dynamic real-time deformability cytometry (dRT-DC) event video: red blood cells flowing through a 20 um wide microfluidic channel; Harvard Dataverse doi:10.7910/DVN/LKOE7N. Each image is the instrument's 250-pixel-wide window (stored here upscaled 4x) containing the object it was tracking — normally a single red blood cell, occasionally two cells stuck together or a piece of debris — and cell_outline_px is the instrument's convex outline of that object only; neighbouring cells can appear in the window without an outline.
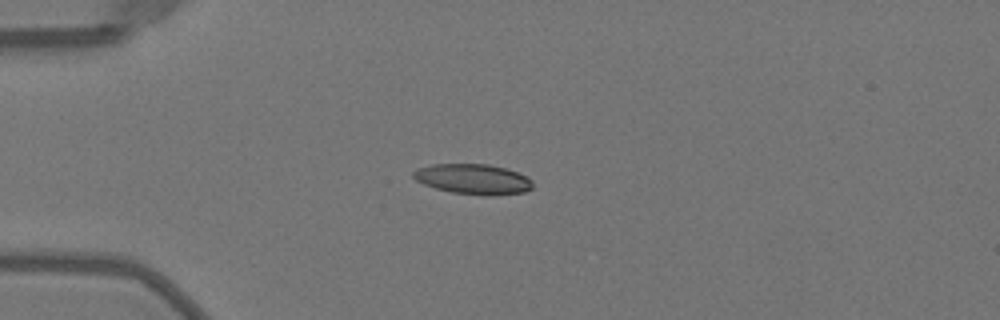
{"species": "Egyptian fruit bat (a non-hibernating species)", "species_latin": "Rousettus aegyptiacus", "temperature_condition": "warm", "stored_images_in_passage": 40, "camera_frame_rate_fps": 3000, "um_per_image_px": 0.085, "animal": {"sex": "female"}, "frame": {"image": 1, "passage_image": 7, "time_ms": 2.0, "image_size_px": [1000, 320], "cell_outline_px": [[532, 188], [524, 192], [492, 196], [488, 196], [452, 192], [436, 188], [424, 184], [416, 180], [412, 176], [412, 172], [416, 168], [432, 164], [488, 164], [504, 168], [528, 176], [532, 180]], "centroid_in_image_um": [40.21, 15.22], "position_along_channel_um": 44.8, "area_um2": 21.1}}
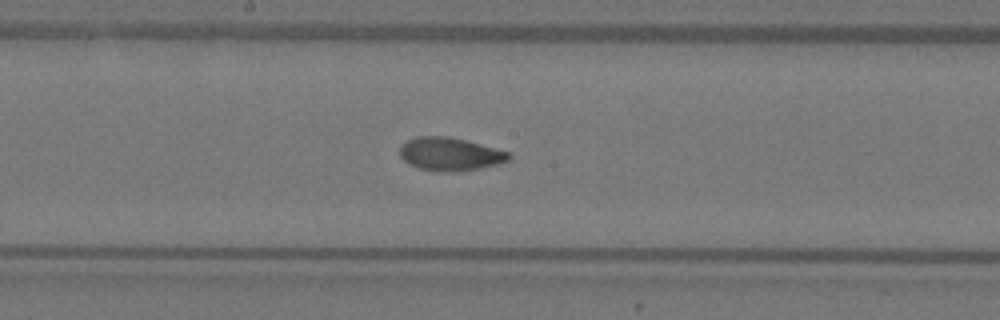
{"frame": {"image": 2, "passage_image": 21, "time_ms": 6.667, "image_size_px": [1000, 320], "cell_outline_px": [[512, 156], [508, 160], [496, 164], [456, 172], [444, 172], [420, 168], [408, 164], [400, 156], [400, 144], [416, 136], [448, 136], [464, 140], [508, 152]], "centroid_in_image_um": [38.19, 13.09], "position_along_channel_um": 210.0, "area_um2": 20.75}}
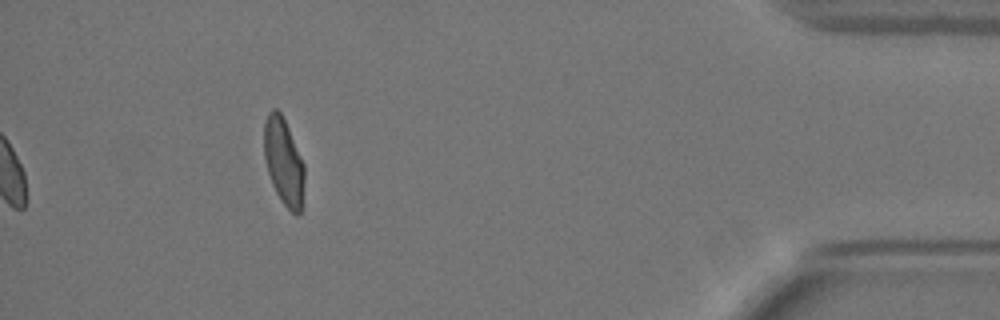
{"frame": {"image": 3, "passage_image": 40, "time_ms": 13.0, "image_size_px": [1000, 320], "cell_outline_px": [[304, 180], [300, 212], [296, 216], [280, 200], [272, 184], [264, 160], [264, 120], [268, 112], [272, 108], [276, 108], [280, 112], [288, 128], [304, 164]], "centroid_in_image_um": [24.09, 13.72], "position_along_channel_um": 411.1, "area_um2": 20.29}, "authors_computed_cell_mechanics": {"area_um2": 20.7502, "velocity_mm_per_s": 4.0334, "shape_relaxation_time_tau1_ms": 4.8703, "shape_relaxation_time_tau2_ms": 1.375, "deformation_change_tau1": 0.1768, "deformation_change_tau2": 0.0544}}